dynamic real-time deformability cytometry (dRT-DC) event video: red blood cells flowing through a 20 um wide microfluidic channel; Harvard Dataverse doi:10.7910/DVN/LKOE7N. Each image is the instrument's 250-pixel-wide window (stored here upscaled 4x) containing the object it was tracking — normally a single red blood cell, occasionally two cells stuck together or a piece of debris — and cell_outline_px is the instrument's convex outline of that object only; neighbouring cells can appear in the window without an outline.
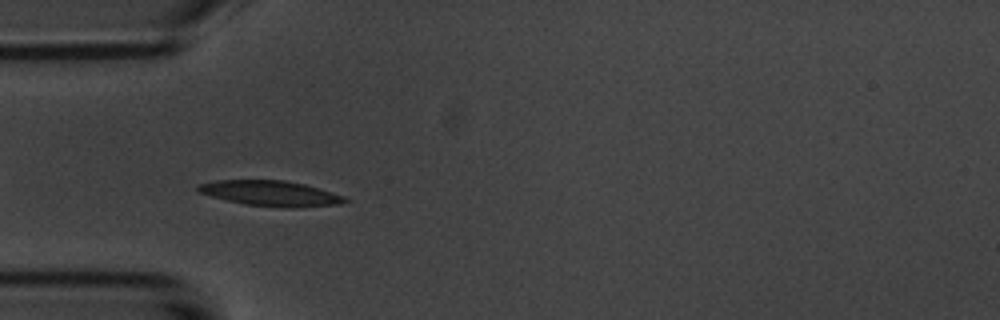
{"species": "common noctule bat (a hibernating species)", "species_latin": "Nyctalus noctula", "temperature_condition": "room temperature", "stored_images_in_passage": 4, "camera_frame_rate_fps": 3000, "um_per_image_px": 0.085, "animal": {"sex": "male", "body_mass_g": 20.1, "forearm_length_mm": 53.5}, "frame": {"image": 1, "passage_image": 4, "time_ms": 3.667, "image_size_px": [1000, 320], "cell_outline_px": [[348, 200], [340, 204], [292, 208], [288, 208], [244, 204], [196, 192], [196, 188], [200, 184], [216, 180], [284, 180], [304, 184], [332, 192], [344, 196]], "centroid_in_image_um": [22.99, 16.43], "position_along_channel_um": 62.0, "area_um2": 21.56}}